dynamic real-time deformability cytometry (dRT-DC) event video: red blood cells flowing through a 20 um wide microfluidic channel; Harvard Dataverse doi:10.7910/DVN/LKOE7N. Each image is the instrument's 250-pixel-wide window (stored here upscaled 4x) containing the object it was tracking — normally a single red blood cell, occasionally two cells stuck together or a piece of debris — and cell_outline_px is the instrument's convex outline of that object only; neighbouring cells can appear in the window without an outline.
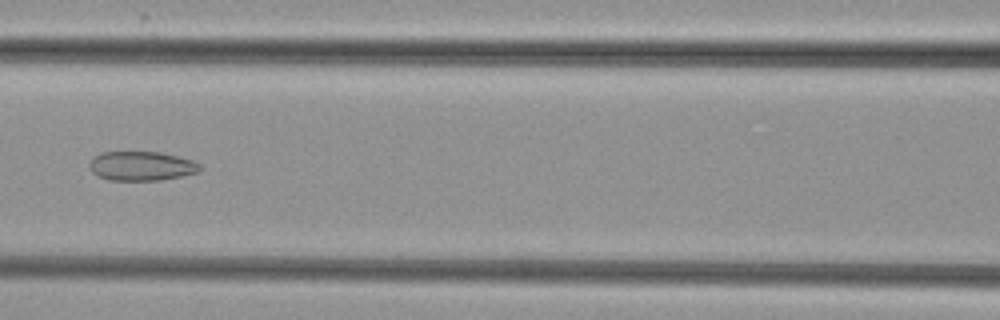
{"species": "common noctule bat (a hibernating species)", "species_latin": "Nyctalus noctula", "temperature_condition": "cold", "stored_images_in_passage": 7, "camera_frame_rate_fps": 3000, "um_per_image_px": 0.085, "animal": {"sex": "female", "body_mass_g": 29.2, "forearm_length_mm": 56.3}, "frame": {"image": 1, "passage_image": 7, "time_ms": 7.667, "image_size_px": [1000, 320], "cell_outline_px": [[200, 172], [160, 180], [108, 180], [92, 172], [88, 168], [88, 164], [100, 152], [160, 152], [192, 160], [200, 164]], "centroid_in_image_um": [12.01, 14.11], "position_along_channel_um": 154.6, "area_um2": 18.73}}